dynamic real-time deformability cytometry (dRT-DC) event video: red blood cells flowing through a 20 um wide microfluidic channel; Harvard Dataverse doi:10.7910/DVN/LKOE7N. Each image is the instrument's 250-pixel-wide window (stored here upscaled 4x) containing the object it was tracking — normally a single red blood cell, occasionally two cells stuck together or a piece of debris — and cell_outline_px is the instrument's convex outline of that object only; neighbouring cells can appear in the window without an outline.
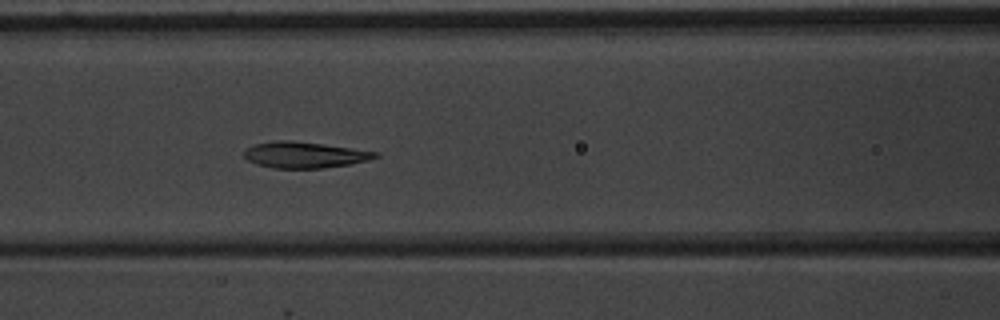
{"species": "common noctule bat (a hibernating species)", "species_latin": "Nyctalus noctula", "temperature_condition": "warm", "stored_images_in_passage": 8, "segment_of_instrument_passage": [1, 2], "camera_frame_rate_fps": 3000, "um_per_image_px": 0.085, "animal": {"sex": "male", "body_mass_g": 20.1, "forearm_length_mm": 53.5}, "frame": {"image": 1, "passage_image": 7, "time_ms": 6.667, "image_size_px": [1000, 320], "cell_outline_px": [[380, 156], [368, 160], [348, 164], [324, 168], [272, 168], [256, 164], [248, 160], [244, 156], [244, 152], [248, 148], [256, 144], [272, 140], [292, 140], [324, 144], [380, 152]], "centroid_in_image_um": [25.9, 13.16], "position_along_channel_um": 140.7, "area_um2": 20.0}}